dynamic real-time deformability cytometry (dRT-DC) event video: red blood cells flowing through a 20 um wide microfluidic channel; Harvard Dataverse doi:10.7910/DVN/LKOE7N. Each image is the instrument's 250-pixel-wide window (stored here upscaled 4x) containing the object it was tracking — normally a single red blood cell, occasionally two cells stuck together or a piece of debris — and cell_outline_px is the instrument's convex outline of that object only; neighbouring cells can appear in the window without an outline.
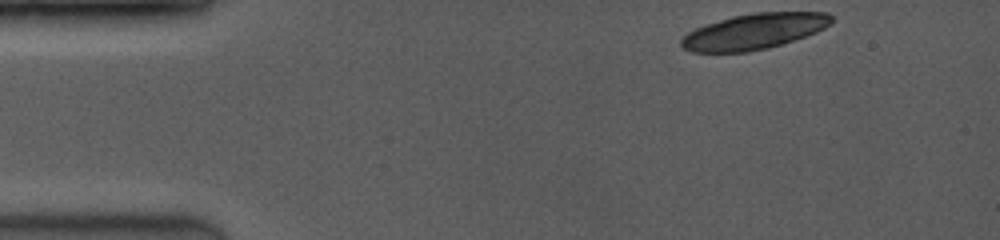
{"species": "common noctule bat (a hibernating species)", "species_latin": "Nyctalus noctula", "temperature_condition": "room temperature", "stored_images_in_passage": 4, "camera_frame_rate_fps": 3500, "um_per_image_px": 0.085, "animal": {"sex": "female", "body_mass_g": 19.0, "forearm_length_mm": 53.3}, "frame": {"image": 1, "passage_image": 1, "time_ms": 0.0, "image_size_px": [1000, 240], "cell_outline_px": [[832, 24], [816, 32], [768, 48], [748, 52], [692, 52], [684, 48], [680, 44], [680, 40], [688, 32], [696, 28], [732, 16], [756, 12], [828, 12], [832, 16]], "centroid_in_image_um": [64.11, 2.67], "position_along_channel_um": 20.9, "area_um2": 30.98}}